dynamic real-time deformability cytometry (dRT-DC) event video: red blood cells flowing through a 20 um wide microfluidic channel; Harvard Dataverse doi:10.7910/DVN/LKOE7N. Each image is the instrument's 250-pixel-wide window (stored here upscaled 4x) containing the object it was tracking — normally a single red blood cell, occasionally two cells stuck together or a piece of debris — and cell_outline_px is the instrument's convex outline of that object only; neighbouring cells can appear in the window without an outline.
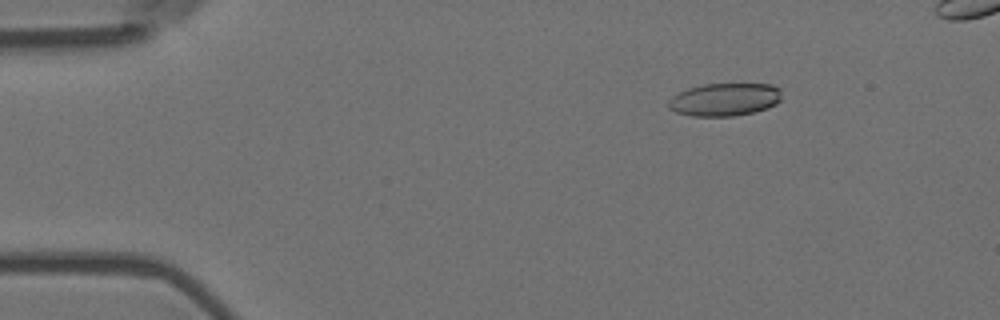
{"species": "Egyptian fruit bat (a non-hibernating species)", "species_latin": "Rousettus aegyptiacus", "temperature_condition": "room temperature", "stored_images_in_passage": 5, "camera_frame_rate_fps": 3000, "um_per_image_px": 0.085, "animal": {"sex": "female"}, "frame": {"image": 1, "passage_image": 2, "time_ms": 0.333, "image_size_px": [1000, 320], "cell_outline_px": [[780, 100], [776, 104], [768, 108], [756, 112], [732, 116], [692, 116], [676, 112], [668, 108], [668, 100], [672, 96], [688, 88], [704, 84], [772, 84], [780, 88]], "centroid_in_image_um": [61.6, 8.46], "position_along_channel_um": 23.4, "area_um2": 21.79}}